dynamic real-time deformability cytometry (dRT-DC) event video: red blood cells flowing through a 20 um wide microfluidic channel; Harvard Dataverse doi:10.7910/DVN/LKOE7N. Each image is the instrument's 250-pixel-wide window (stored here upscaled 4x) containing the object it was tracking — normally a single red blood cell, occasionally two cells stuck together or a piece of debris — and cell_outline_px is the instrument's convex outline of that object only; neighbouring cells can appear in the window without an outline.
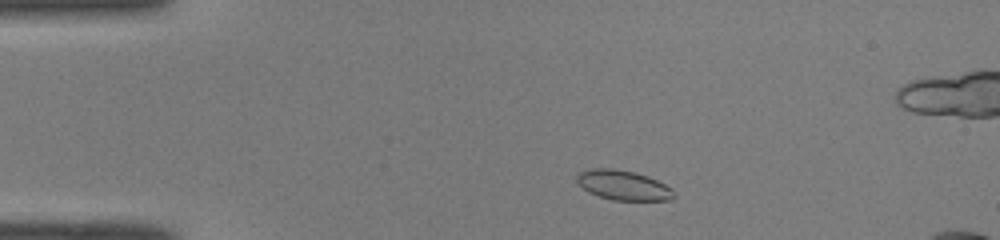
{"species": "common noctule bat (a hibernating species)", "species_latin": "Nyctalus noctula", "temperature_condition": "room temperature", "stored_images_in_passage": 42, "camera_frame_rate_fps": 3000, "um_per_image_px": 0.085, "animal": {"sex": "male", "body_mass_g": 19.0, "forearm_length_mm": 50.8}, "frame": {"image": 1, "passage_image": 1, "time_ms": 0.0, "image_size_px": [1000, 240], "cell_outline_px": [[676, 196], [672, 200], [612, 200], [588, 192], [576, 180], [576, 176], [580, 172], [592, 168], [612, 168], [636, 172], [648, 176], [672, 188]], "centroid_in_image_um": [53.0, 15.74], "position_along_channel_um": 32.0, "area_um2": 16.82}}
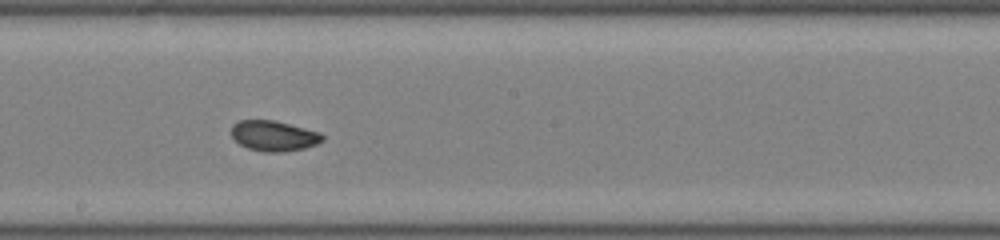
{"frame": {"image": 2, "passage_image": 19, "time_ms": 6.0, "image_size_px": [1000, 240], "cell_outline_px": [[324, 140], [316, 144], [304, 148], [284, 152], [264, 152], [248, 148], [240, 144], [232, 136], [232, 124], [240, 120], [276, 120], [320, 132], [324, 136]], "centroid_in_image_um": [23.29, 11.54], "position_along_channel_um": 224.9, "area_um2": 16.18}}
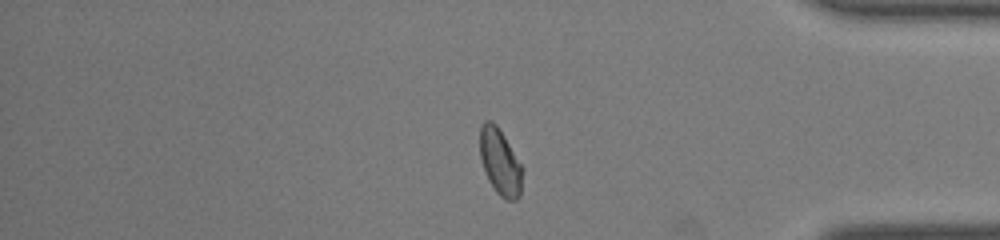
{"frame": {"image": 3, "passage_image": 33, "time_ms": 10.667, "image_size_px": [1000, 240], "cell_outline_px": [[524, 168], [520, 196], [516, 200], [504, 200], [496, 192], [488, 180], [480, 156], [480, 128], [484, 120], [492, 120], [496, 124], [504, 136]], "centroid_in_image_um": [42.53, 13.78], "position_along_channel_um": 392.7, "area_um2": 16.59}, "authors_computed_cell_mechanics": {"area_um2": 16.3574, "velocity_mm_per_s": 4.0752, "shape_relaxation_time_tau1_ms": 10.4844, "shape_relaxation_time_tau2_ms": 1.2667, "deformation_change_tau1": 0.1671, "deformation_change_tau2": 0.0476}}